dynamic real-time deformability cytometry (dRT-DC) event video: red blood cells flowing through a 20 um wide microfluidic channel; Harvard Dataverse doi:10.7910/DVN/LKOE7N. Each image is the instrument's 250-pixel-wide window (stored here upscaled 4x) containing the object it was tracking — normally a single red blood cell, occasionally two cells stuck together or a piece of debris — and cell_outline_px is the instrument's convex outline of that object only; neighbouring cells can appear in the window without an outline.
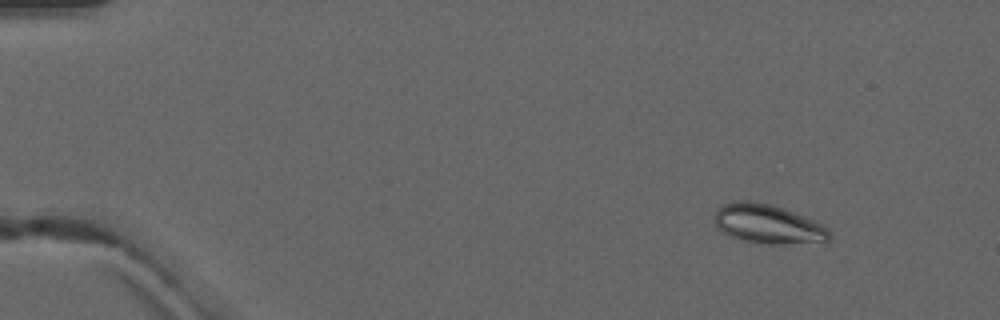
{"species": "common noctule bat (a hibernating species)", "species_latin": "Nyctalus noctula", "temperature_condition": "warm", "stored_images_in_passage": 5, "camera_frame_rate_fps": 3000, "um_per_image_px": 0.085, "animal": {"sex": "male", "forearm_length_mm": 52.5}, "frame": {"image": 1, "passage_image": 2, "time_ms": 1.0, "image_size_px": [1000, 320], "cell_outline_px": [[832, 236], [828, 240], [784, 244], [768, 244], [740, 240], [724, 232], [716, 224], [712, 216], [720, 204], [732, 200], [752, 200], [784, 208], [812, 220], [820, 224]], "centroid_in_image_um": [65.17, 19.01], "position_along_channel_um": 19.8, "area_um2": 26.01}}